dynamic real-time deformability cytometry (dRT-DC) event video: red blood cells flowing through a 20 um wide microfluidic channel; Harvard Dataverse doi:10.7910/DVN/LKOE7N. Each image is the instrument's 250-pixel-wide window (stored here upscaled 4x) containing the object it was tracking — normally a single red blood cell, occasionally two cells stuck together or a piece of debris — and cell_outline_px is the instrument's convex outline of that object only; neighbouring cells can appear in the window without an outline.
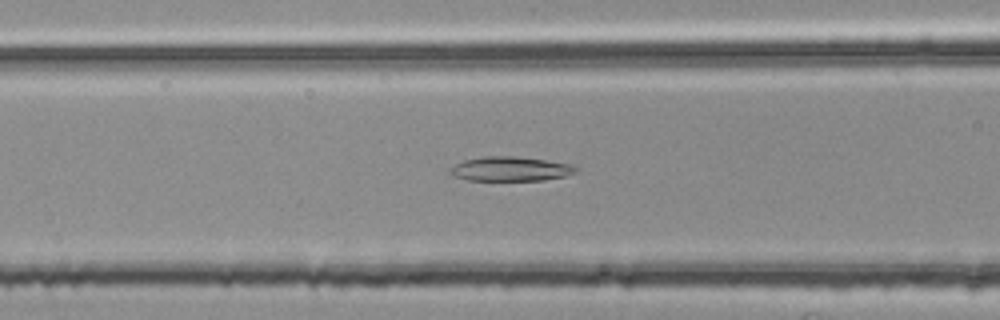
{"species": "common noctule bat (a hibernating species)", "species_latin": "Nyctalus noctula", "temperature_condition": "room temperature", "stored_images_in_passage": 39, "camera_frame_rate_fps": 3000, "um_per_image_px": 0.085, "animal": {"sex": "female", "body_mass_g": 25.1}, "frame": {"image": 1, "passage_image": 13, "time_ms": 4.0, "image_size_px": [1000, 320], "cell_outline_px": [[580, 168], [576, 172], [564, 176], [544, 180], [468, 180], [452, 176], [448, 172], [456, 164], [464, 160], [484, 156], [512, 156], [544, 160], [568, 164]], "centroid_in_image_um": [43.36, 14.36], "position_along_channel_um": 123.2, "area_um2": 17.69}}
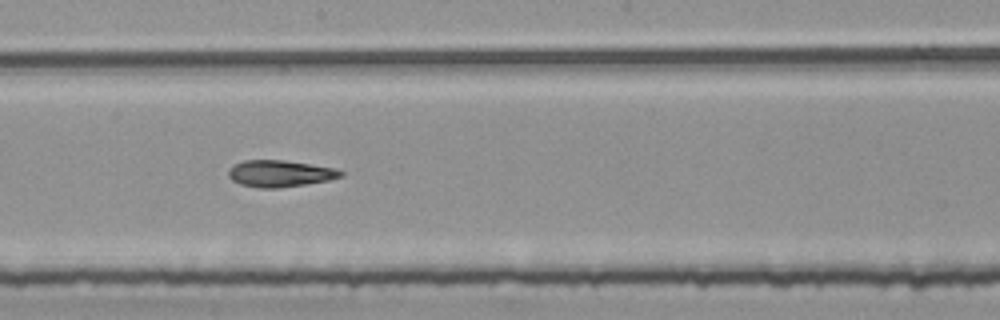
{"frame": {"image": 2, "passage_image": 21, "time_ms": 6.667, "image_size_px": [1000, 320], "cell_outline_px": [[344, 176], [328, 180], [280, 188], [260, 188], [240, 184], [232, 180], [228, 176], [228, 172], [236, 164], [244, 160], [284, 160], [332, 168], [344, 172]], "centroid_in_image_um": [23.79, 14.76], "position_along_channel_um": 224.4, "area_um2": 17.17}}
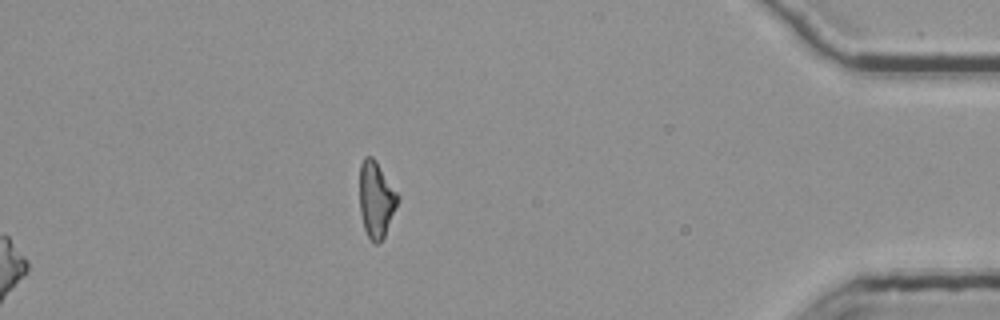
{"frame": {"image": 3, "passage_image": 39, "time_ms": 12.667, "image_size_px": [1000, 320], "cell_outline_px": [[400, 196], [384, 236], [380, 244], [376, 244], [368, 236], [364, 228], [360, 212], [360, 164], [364, 156], [372, 156], [376, 160]], "centroid_in_image_um": [31.97, 16.92], "position_along_channel_um": 403.2, "area_um2": 16.82}, "authors_computed_cell_mechanics": {"area_um2": 17.4556, "velocity_mm_per_s": 3.7872, "shape_relaxation_time_tau1_ms": null, "shape_relaxation_time_tau2_ms": 8.8873, "deformation_change_tau1": null, "deformation_change_tau2": 0.2168}}